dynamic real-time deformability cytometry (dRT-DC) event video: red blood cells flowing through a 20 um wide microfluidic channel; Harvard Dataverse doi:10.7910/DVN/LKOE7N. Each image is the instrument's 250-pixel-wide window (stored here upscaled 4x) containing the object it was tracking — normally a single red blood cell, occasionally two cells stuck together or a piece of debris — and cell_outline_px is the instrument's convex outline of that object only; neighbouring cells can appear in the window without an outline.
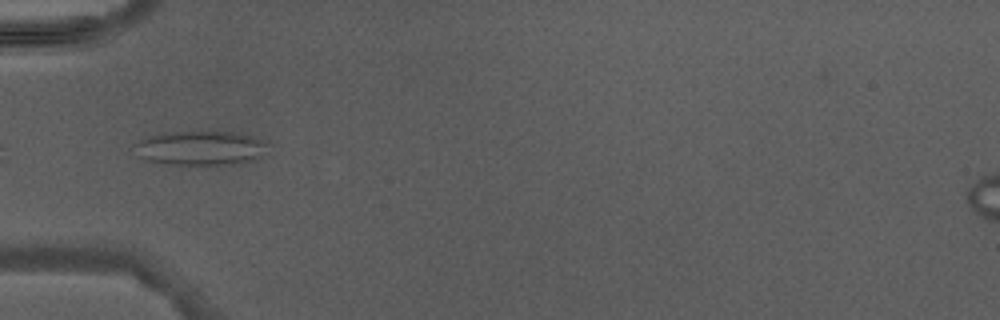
{"species": "Egyptian fruit bat (a non-hibernating species)", "species_latin": "Rousettus aegyptiacus", "temperature_condition": "warm", "stored_images_in_passage": 4, "camera_frame_rate_fps": 3000, "um_per_image_px": 0.085, "animal": {"sex": "male"}, "frame": {"image": 1, "passage_image": 4, "time_ms": 4.333, "image_size_px": [1000, 320], "cell_outline_px": [[264, 144], [260, 156], [256, 160], [232, 164], [176, 164], [144, 160], [140, 156], [136, 144], [140, 140], [148, 136], [176, 132], [244, 132], [260, 140]], "centroid_in_image_um": [17.05, 12.58], "position_along_channel_um": 67.9, "area_um2": 25.84}}